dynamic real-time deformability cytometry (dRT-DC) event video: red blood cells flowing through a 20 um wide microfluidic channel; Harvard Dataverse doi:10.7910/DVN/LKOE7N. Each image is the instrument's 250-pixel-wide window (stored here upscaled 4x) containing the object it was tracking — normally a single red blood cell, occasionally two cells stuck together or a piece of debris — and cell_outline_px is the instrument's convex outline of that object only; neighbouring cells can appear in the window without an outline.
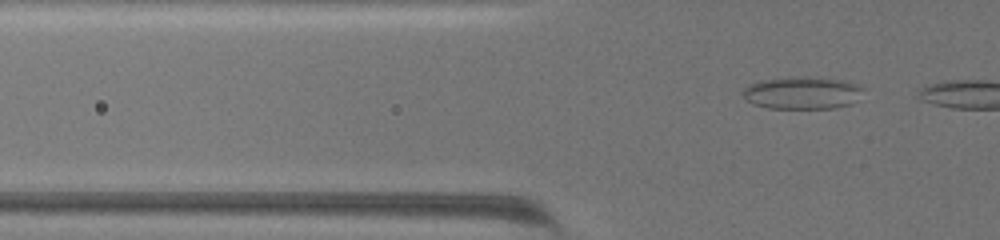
{"species": "common noctule bat (a hibernating species)", "species_latin": "Nyctalus noctula", "temperature_condition": "warm", "stored_images_in_passage": 12, "camera_frame_rate_fps": 3000, "um_per_image_px": 0.085, "animal": {"sex": "female", "body_mass_g": 19.5, "forearm_length_mm": 54.1}, "frame": {"image": 1, "passage_image": 9, "time_ms": 2.667, "image_size_px": [1000, 240], "cell_outline_px": [[860, 88], [852, 104], [836, 108], [768, 108], [752, 104], [744, 96], [744, 88], [748, 84], [760, 80], [836, 80], [852, 84]], "centroid_in_image_um": [68.07, 7.97], "position_along_channel_um": 57.7, "area_um2": 20.92}}